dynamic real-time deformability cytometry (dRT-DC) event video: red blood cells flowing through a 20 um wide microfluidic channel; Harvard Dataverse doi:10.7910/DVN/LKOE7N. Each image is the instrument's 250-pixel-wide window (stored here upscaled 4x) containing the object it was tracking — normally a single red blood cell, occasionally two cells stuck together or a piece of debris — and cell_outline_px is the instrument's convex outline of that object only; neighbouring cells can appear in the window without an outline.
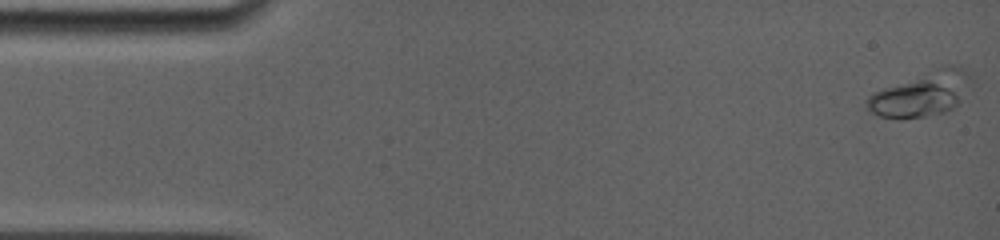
{"species": "common noctule bat (a hibernating species)", "species_latin": "Nyctalus noctula", "temperature_condition": "room temperature", "stored_images_in_passage": 34, "segment_of_instrument_passage": [1, 2], "camera_frame_rate_fps": 5000, "um_per_image_px": 0.085, "animal": {"sex": "female", "body_mass_g": 19.0, "forearm_length_mm": 56.7}, "frame": {"image": 1, "passage_image": 1, "time_ms": 0.0, "image_size_px": [1000, 240], "cell_outline_px": [[960, 100], [952, 108], [944, 112], [924, 116], [900, 120], [880, 116], [872, 112], [868, 108], [864, 100], [872, 92], [884, 88], [916, 80], [928, 80], [952, 92]], "centroid_in_image_um": [77.44, 8.53], "position_along_channel_um": 7.6, "area_um2": 18.96}}